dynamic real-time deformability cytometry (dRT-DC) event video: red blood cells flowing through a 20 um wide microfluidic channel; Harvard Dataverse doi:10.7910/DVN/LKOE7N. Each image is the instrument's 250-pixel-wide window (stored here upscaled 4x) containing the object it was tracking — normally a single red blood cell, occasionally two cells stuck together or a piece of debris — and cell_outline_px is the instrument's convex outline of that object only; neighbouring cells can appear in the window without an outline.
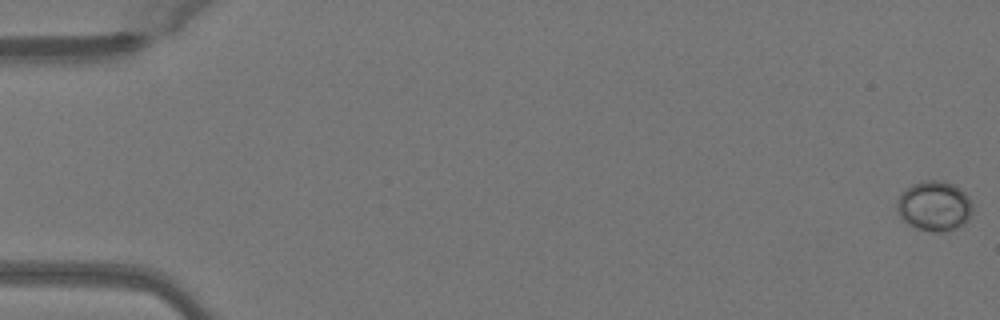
{"species": "Egyptian fruit bat (a non-hibernating species)", "species_latin": "Rousettus aegyptiacus", "temperature_condition": "warm", "stored_images_in_passage": 51, "camera_frame_rate_fps": 3000, "um_per_image_px": 0.085, "animal": {"sex": "female"}, "frame": {"image": 1, "passage_image": 1, "time_ms": 0.0, "image_size_px": [1000, 320], "cell_outline_px": [[972, 212], [968, 220], [964, 224], [956, 228], [944, 232], [932, 232], [916, 228], [904, 220], [896, 212], [896, 200], [912, 184], [924, 180], [944, 180], [956, 184], [968, 196], [972, 204]], "centroid_in_image_um": [79.43, 17.5], "position_along_channel_um": 5.6, "area_um2": 22.25}}
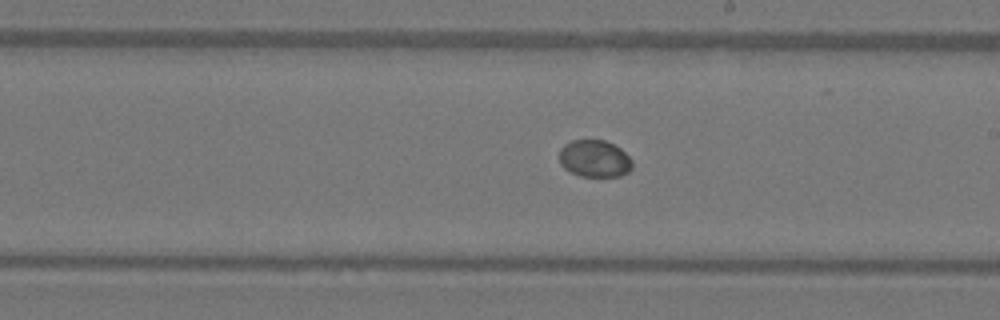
{"frame": {"image": 2, "passage_image": 30, "time_ms": 9.667, "image_size_px": [1000, 320], "cell_outline_px": [[632, 168], [628, 172], [620, 176], [580, 176], [564, 168], [560, 164], [560, 148], [564, 144], [572, 140], [604, 140], [620, 148], [632, 160]], "centroid_in_image_um": [50.53, 13.48], "position_along_channel_um": 238.5, "area_um2": 15.72}}
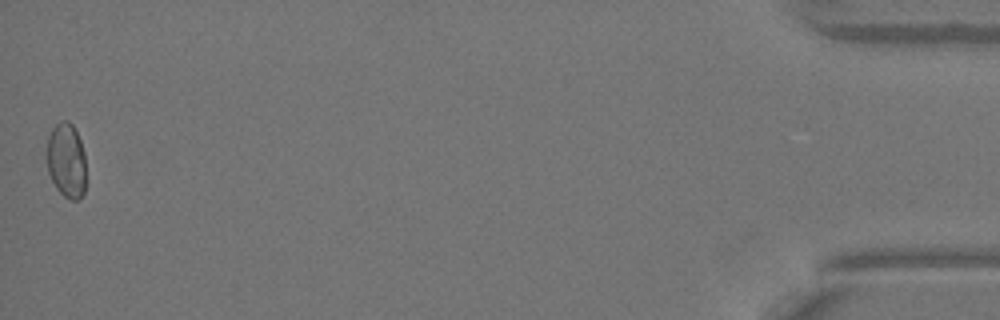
{"frame": {"image": 3, "passage_image": 51, "time_ms": 16.667, "image_size_px": [1000, 320], "cell_outline_px": [[84, 192], [80, 200], [72, 200], [64, 196], [56, 188], [48, 172], [48, 136], [52, 128], [60, 120], [68, 120], [72, 124], [80, 140], [84, 152]], "centroid_in_image_um": [5.64, 13.63], "position_along_channel_um": 429.6, "area_um2": 16.88}}